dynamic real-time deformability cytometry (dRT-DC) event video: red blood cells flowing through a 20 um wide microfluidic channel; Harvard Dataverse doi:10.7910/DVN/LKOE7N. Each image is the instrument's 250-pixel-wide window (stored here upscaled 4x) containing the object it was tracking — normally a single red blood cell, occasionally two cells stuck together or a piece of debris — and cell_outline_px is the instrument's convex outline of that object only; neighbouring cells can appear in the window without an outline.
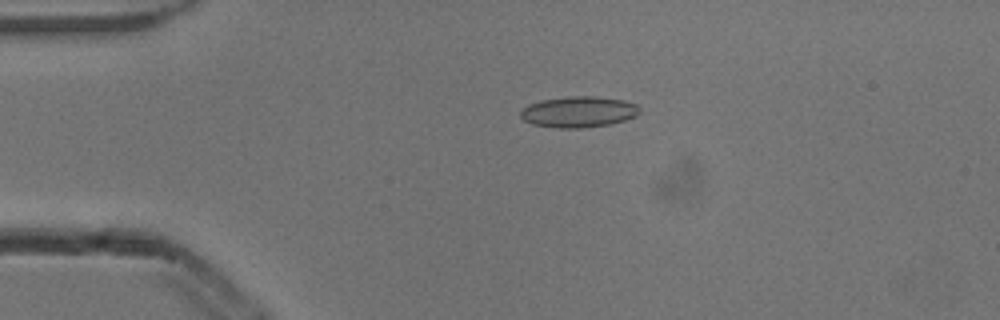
{"species": "common noctule bat (a hibernating species)", "species_latin": "Nyctalus noctula", "temperature_condition": "cold", "stored_images_in_passage": 3, "camera_frame_rate_fps": 3000, "um_per_image_px": 0.085, "animal": {"sex": "male", "body_mass_g": 13.3}, "frame": {"image": 1, "passage_image": 2, "time_ms": 0.333, "image_size_px": [1000, 320], "cell_outline_px": [[640, 112], [636, 116], [624, 120], [608, 124], [580, 128], [556, 128], [532, 124], [524, 120], [520, 116], [520, 112], [528, 104], [540, 100], [568, 96], [596, 96], [624, 100], [636, 104], [640, 108]], "centroid_in_image_um": [49.17, 9.5], "position_along_channel_um": 35.8, "area_um2": 21.56}}